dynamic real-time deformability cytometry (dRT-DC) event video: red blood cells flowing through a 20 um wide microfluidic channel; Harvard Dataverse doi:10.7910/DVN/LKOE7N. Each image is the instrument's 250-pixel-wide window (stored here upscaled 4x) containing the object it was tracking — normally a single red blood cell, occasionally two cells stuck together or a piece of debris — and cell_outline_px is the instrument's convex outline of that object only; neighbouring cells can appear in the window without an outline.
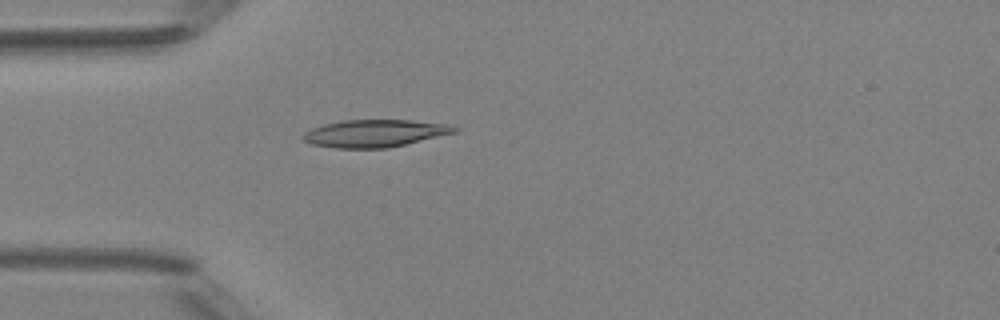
{"species": "Egyptian fruit bat (a non-hibernating species)", "species_latin": "Rousettus aegyptiacus", "temperature_condition": "room temperature", "stored_images_in_passage": 2, "camera_frame_rate_fps": 3000, "um_per_image_px": 0.085, "animal": {"sex": "female"}, "frame": {"image": 1, "passage_image": 2, "time_ms": 1.0, "image_size_px": [1000, 320], "cell_outline_px": [[460, 128], [456, 132], [388, 148], [332, 148], [312, 144], [304, 140], [300, 136], [304, 132], [312, 128], [324, 124], [344, 120], [412, 120], [448, 124]], "centroid_in_image_um": [31.83, 11.33], "position_along_channel_um": 53.2, "area_um2": 24.16}}